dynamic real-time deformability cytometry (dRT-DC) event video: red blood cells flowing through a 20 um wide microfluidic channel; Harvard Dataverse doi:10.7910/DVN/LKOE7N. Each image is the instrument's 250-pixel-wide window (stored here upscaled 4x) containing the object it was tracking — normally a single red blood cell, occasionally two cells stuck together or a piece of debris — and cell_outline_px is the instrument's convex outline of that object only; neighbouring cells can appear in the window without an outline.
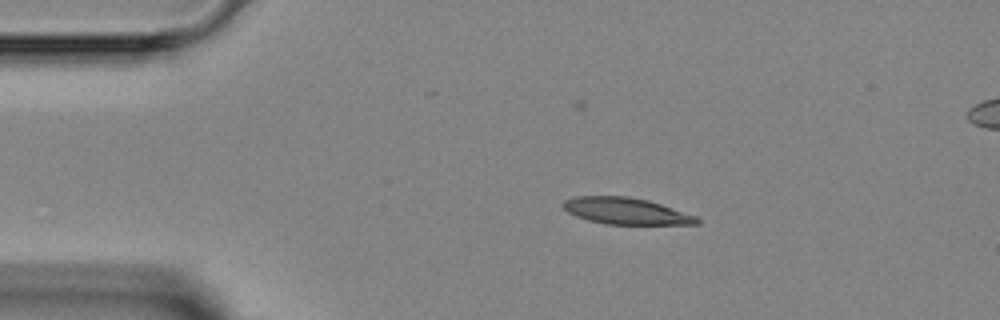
{"species": "Egyptian fruit bat (a non-hibernating species)", "species_latin": "Rousettus aegyptiacus", "temperature_condition": "room temperature", "stored_images_in_passage": 4, "segment_of_instrument_passage": [1, 2], "camera_frame_rate_fps": 3000, "um_per_image_px": 0.085, "animal": {"sex": "female"}, "frame": {"image": 1, "passage_image": 2, "time_ms": 1.0, "image_size_px": [1000, 320], "cell_outline_px": [[700, 224], [604, 224], [588, 220], [576, 216], [568, 212], [560, 204], [564, 200], [576, 196], [628, 196], [648, 200], [696, 216], [700, 220]], "centroid_in_image_um": [53.17, 17.93], "position_along_channel_um": 31.8, "area_um2": 20.63}}